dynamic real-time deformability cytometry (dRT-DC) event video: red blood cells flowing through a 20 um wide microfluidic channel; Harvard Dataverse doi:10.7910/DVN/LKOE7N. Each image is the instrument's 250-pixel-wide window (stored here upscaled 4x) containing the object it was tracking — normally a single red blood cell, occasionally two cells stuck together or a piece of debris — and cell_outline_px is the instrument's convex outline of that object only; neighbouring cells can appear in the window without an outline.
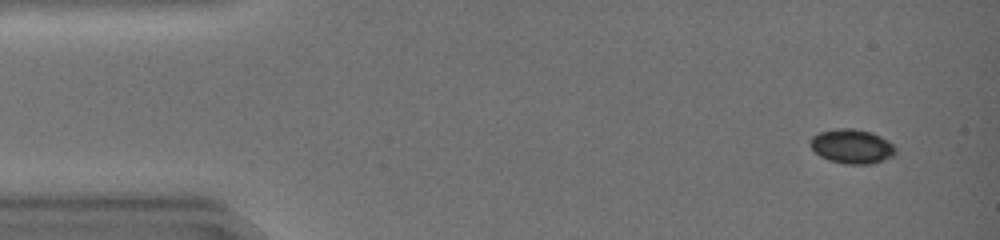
{"species": "common noctule bat (a hibernating species)", "species_latin": "Nyctalus noctula", "temperature_condition": "warm", "stored_images_in_passage": 46, "camera_frame_rate_fps": 3000, "um_per_image_px": 0.085, "animal": {"sex": "female", "body_mass_g": 19.0, "forearm_length_mm": 51.5}, "frame": {"image": 1, "passage_image": 4, "time_ms": 1.0, "image_size_px": [1000, 240], "cell_outline_px": [[896, 152], [892, 156], [868, 164], [844, 164], [828, 160], [820, 156], [812, 148], [812, 136], [820, 132], [840, 128], [852, 128], [872, 132], [880, 136], [892, 144], [896, 148]], "centroid_in_image_um": [72.41, 12.44], "position_along_channel_um": 12.6, "area_um2": 16.76}}
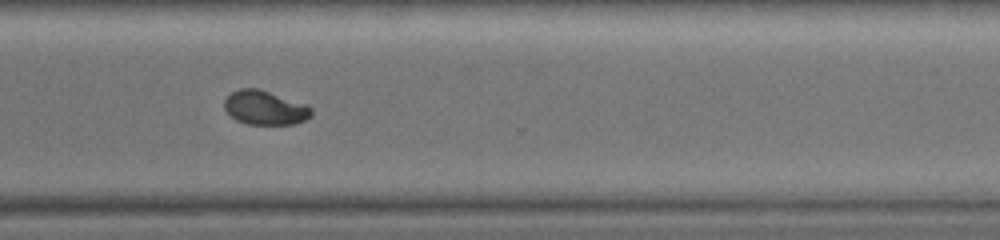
{"frame": {"image": 2, "passage_image": 35, "time_ms": 11.333, "image_size_px": [1000, 240], "cell_outline_px": [[312, 116], [296, 124], [248, 124], [236, 120], [224, 108], [224, 100], [232, 92], [240, 88], [260, 88], [308, 104], [312, 108]], "centroid_in_image_um": [22.56, 9.14], "position_along_channel_um": 348.0, "area_um2": 17.51}}
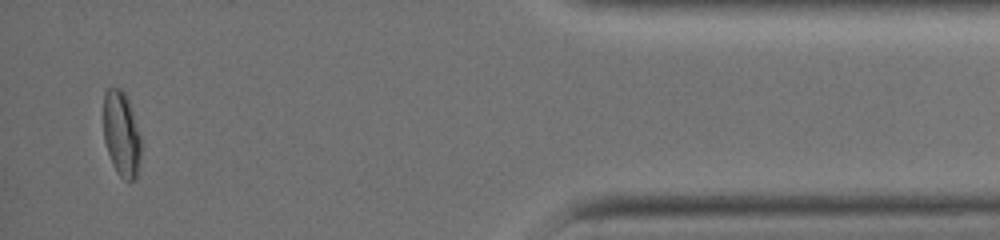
{"frame": {"image": 3, "passage_image": 44, "time_ms": 14.333, "image_size_px": [1000, 240], "cell_outline_px": [[140, 156], [136, 176], [132, 180], [124, 180], [116, 172], [112, 164], [104, 140], [104, 92], [108, 88], [120, 88], [128, 96], [140, 136]], "centroid_in_image_um": [10.31, 11.36], "position_along_channel_um": 424.9, "area_um2": 18.55}, "authors_computed_cell_mechanics": {"area_um2": 17.8024, "velocity_mm_per_s": 4.3065, "shape_relaxation_time_tau1_ms": 3.6626, "shape_relaxation_time_tau2_ms": 2.1753, "deformation_change_tau1": 0.1449, "deformation_change_tau2": 0.0261}}